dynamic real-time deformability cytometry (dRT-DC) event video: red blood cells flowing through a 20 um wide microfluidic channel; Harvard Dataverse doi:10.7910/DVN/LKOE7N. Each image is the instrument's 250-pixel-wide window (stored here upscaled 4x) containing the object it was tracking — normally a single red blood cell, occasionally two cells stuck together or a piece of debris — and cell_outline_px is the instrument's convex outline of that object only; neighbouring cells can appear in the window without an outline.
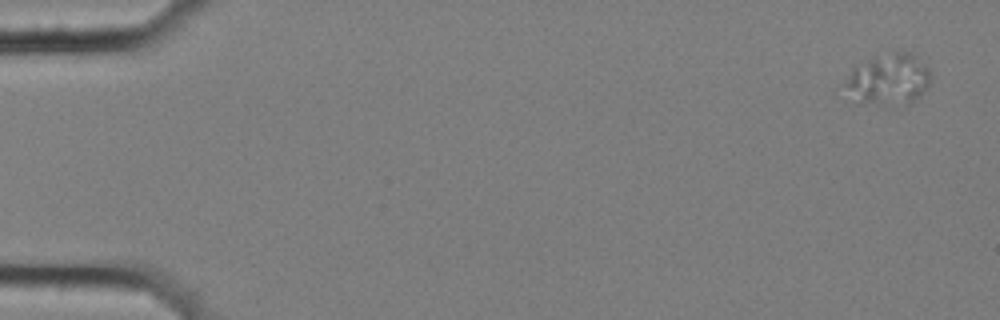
{"species": "common noctule bat (a hibernating species)", "species_latin": "Nyctalus noctula", "temperature_condition": "cold", "stored_images_in_passage": 6, "camera_frame_rate_fps": 3000, "um_per_image_px": 0.085, "animal": {"sex": "female", "body_mass_g": 25.1}, "frame": {"image": 1, "passage_image": 1, "time_ms": 0.0, "image_size_px": [1000, 320], "cell_outline_px": [[932, 76], [928, 84], [912, 100], [860, 100], [844, 84], [852, 68], [872, 56], [892, 52], [912, 52], [928, 68]], "centroid_in_image_um": [75.56, 6.58], "position_along_channel_um": 9.4, "area_um2": 23.47}}
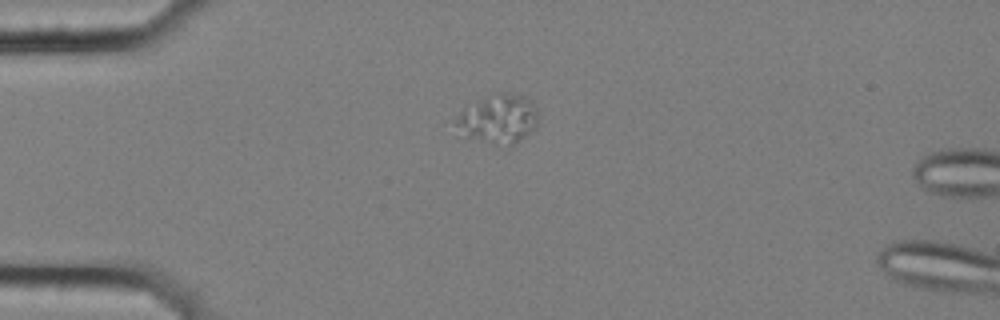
{"frame": {"image": 2, "passage_image": 5, "time_ms": 1.333, "image_size_px": [1000, 320], "cell_outline_px": [[536, 128], [532, 132], [520, 140], [512, 144], [468, 136], [456, 124], [456, 120], [460, 112], [464, 108], [476, 100], [500, 92], [520, 96], [528, 100], [536, 108]], "centroid_in_image_um": [42.39, 10.05], "position_along_channel_um": 42.6, "area_um2": 22.08}}